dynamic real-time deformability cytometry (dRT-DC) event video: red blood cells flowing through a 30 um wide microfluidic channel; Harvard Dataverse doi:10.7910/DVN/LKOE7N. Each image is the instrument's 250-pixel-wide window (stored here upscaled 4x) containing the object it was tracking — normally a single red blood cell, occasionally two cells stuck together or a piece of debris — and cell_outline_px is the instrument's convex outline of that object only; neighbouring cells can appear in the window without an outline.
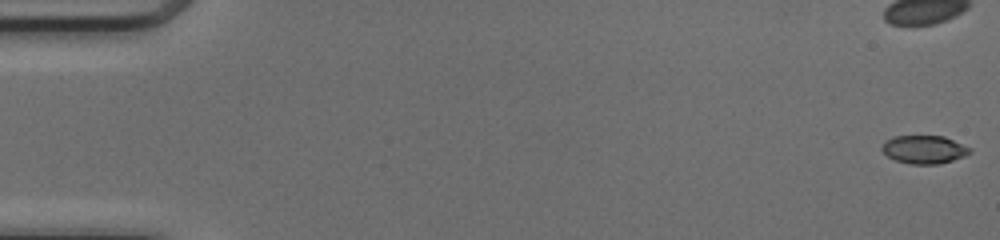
{"species": "common noctule bat (a hibernating species)", "species_latin": "Nyctalus noctula", "temperature_condition": "cold", "stored_images_in_passage": 52, "camera_frame_rate_fps": 3000, "um_per_image_px": 0.085, "animal": {"sex": "female", "body_mass_g": 17.0, "forearm_length_mm": 48.0}, "frame": {"image": 1, "passage_image": 1, "time_ms": 0.0, "image_size_px": [1000, 240], "cell_outline_px": [[972, 152], [964, 156], [952, 160], [936, 164], [912, 164], [896, 160], [888, 156], [880, 148], [888, 140], [896, 136], [944, 136], [972, 148]], "centroid_in_image_um": [78.59, 12.7], "position_along_channel_um": 6.4, "area_um2": 14.22}}
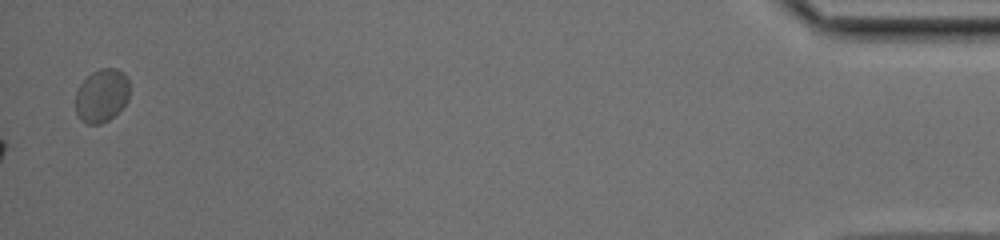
{"frame": {"image": 2, "passage_image": 52, "time_ms": 17.0, "image_size_px": [1000, 240], "cell_outline_px": [[128, 100], [108, 120], [100, 124], [88, 124], [80, 120], [76, 112], [76, 92], [80, 84], [92, 72], [100, 68], [116, 68], [124, 72], [128, 80]], "centroid_in_image_um": [8.63, 8.11], "position_along_channel_um": 426.6, "area_um2": 16.65}, "authors_computed_cell_mechanics": {"area_um2": 15.317, "velocity_mm_per_s": 4.1633, "shape_relaxation_time_tau1_ms": null, "shape_relaxation_time_tau2_ms": 4.1969, "deformation_change_tau1": null, "deformation_change_tau2": 0.0748}}